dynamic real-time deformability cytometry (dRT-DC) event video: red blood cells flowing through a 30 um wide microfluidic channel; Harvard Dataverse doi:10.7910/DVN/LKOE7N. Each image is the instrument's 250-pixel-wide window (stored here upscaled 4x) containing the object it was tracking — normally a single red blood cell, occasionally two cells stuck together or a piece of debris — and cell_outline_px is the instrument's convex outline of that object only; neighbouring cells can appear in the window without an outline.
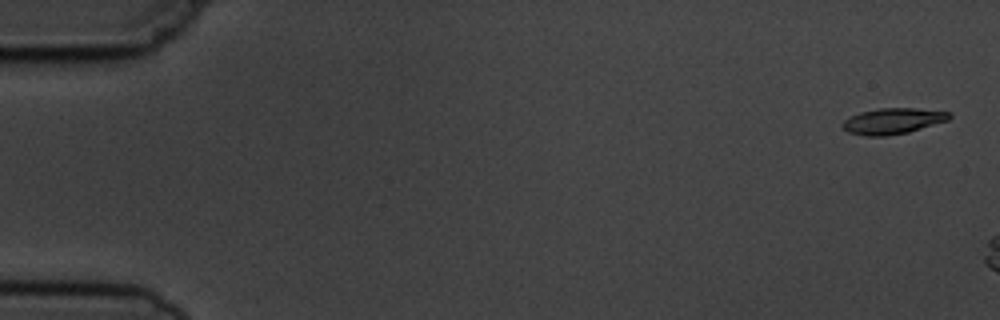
{"species": "common noctule bat (a hibernating species)", "species_latin": "Nyctalus noctula", "temperature_condition": "cold", "stored_images_in_passage": 5, "camera_frame_rate_fps": 3000, "um_per_image_px": 0.085, "animal": {"sex": "male", "body_mass_g": 19.5, "forearm_length_mm": 54.6}, "frame": {"image": 1, "passage_image": 1, "time_ms": 0.0, "image_size_px": [1000, 320], "cell_outline_px": [[952, 116], [948, 120], [908, 132], [884, 136], [864, 136], [848, 132], [840, 124], [844, 120], [860, 112], [880, 108], [916, 108], [952, 112]], "centroid_in_image_um": [75.9, 10.28], "position_along_channel_um": 9.1, "area_um2": 16.07}}